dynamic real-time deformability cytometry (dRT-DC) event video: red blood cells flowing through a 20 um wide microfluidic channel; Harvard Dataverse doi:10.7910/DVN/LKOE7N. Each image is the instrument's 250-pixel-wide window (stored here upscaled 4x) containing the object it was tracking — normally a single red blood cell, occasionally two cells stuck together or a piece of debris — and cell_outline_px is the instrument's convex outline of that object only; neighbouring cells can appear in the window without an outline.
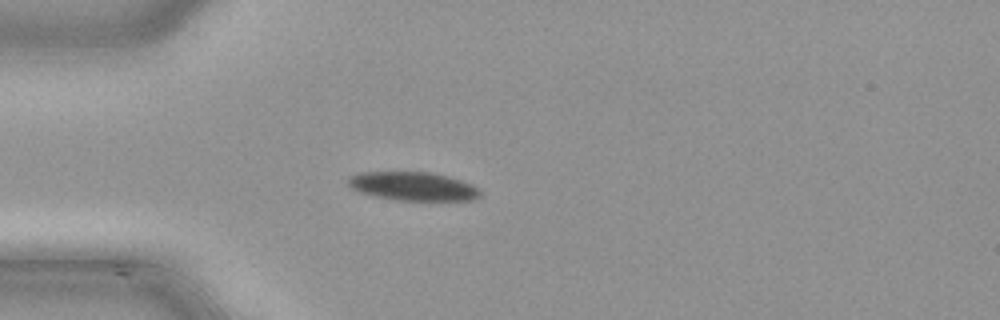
{"species": "common noctule bat (a hibernating species)", "species_latin": "Nyctalus noctula", "temperature_condition": "cold", "stored_images_in_passage": 36, "camera_frame_rate_fps": 3000, "um_per_image_px": 0.085, "animal": {"sex": "male", "body_mass_g": 21.5, "forearm_length_mm": 52.0}, "frame": {"image": 1, "passage_image": 1, "time_ms": 0.0, "image_size_px": [1000, 320], "cell_outline_px": [[480, 196], [472, 200], [400, 200], [380, 196], [364, 192], [352, 188], [348, 184], [348, 180], [352, 176], [360, 172], [428, 172], [448, 176], [472, 184], [480, 188]], "centroid_in_image_um": [35.18, 15.82], "position_along_channel_um": 49.8, "area_um2": 21.56}}
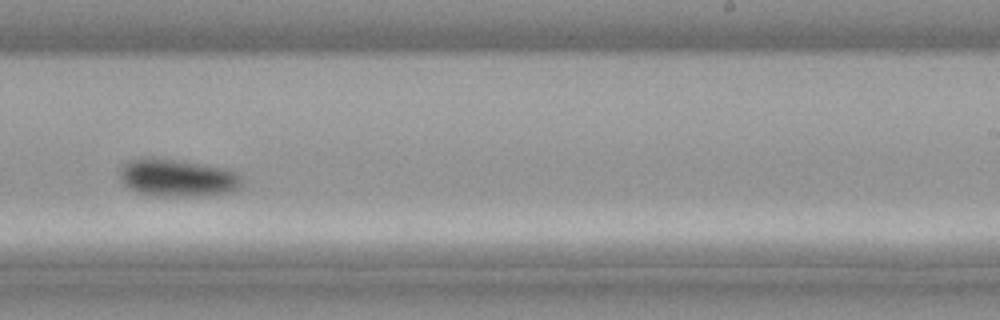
{"frame": {"image": 2, "passage_image": 18, "time_ms": 5.667, "image_size_px": [1000, 320], "cell_outline_px": [[244, 184], [240, 188], [232, 192], [212, 196], [152, 196], [136, 192], [128, 188], [124, 184], [120, 176], [120, 168], [128, 160], [176, 160], [228, 168], [236, 172], [244, 180]], "centroid_in_image_um": [15.18, 15.17], "position_along_channel_um": 273.8, "area_um2": 26.76}}
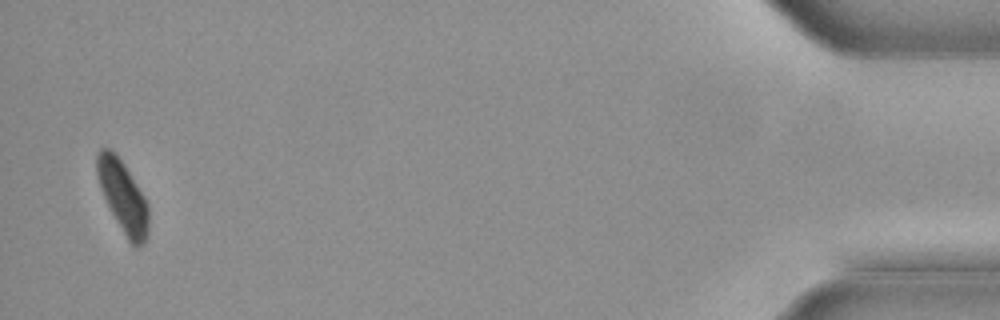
{"frame": {"image": 3, "passage_image": 35, "time_ms": 11.333, "image_size_px": [1000, 320], "cell_outline_px": [[148, 236], [144, 244], [136, 248], [128, 240], [116, 220], [100, 188], [96, 176], [96, 156], [100, 148], [108, 148], [120, 160], [144, 196], [148, 204]], "centroid_in_image_um": [10.45, 16.74], "position_along_channel_um": 424.8, "area_um2": 21.1}}